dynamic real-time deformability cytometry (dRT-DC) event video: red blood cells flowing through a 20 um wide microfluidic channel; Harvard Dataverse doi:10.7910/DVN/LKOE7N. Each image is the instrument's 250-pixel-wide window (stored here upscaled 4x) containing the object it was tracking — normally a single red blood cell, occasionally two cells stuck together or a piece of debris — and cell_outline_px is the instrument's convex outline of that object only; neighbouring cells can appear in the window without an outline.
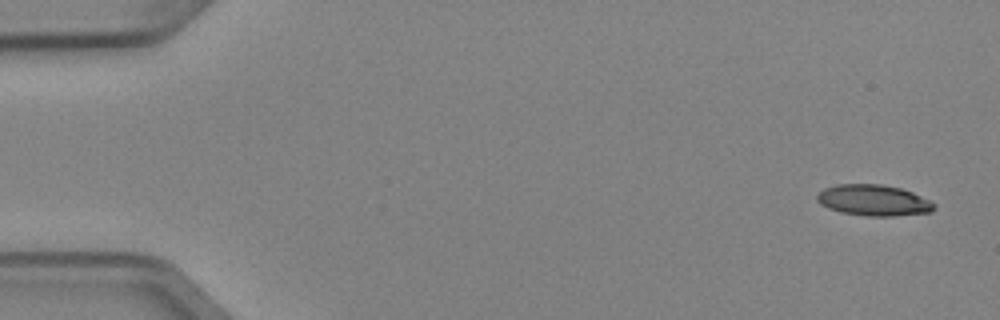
{"species": "Egyptian fruit bat (a non-hibernating species)", "species_latin": "Rousettus aegyptiacus", "temperature_condition": "cold", "stored_images_in_passage": 7, "camera_frame_rate_fps": 3000, "um_per_image_px": 0.085, "animal": {"sex": "female"}, "frame": {"image": 1, "passage_image": 1, "time_ms": 0.0, "image_size_px": [1000, 320], "cell_outline_px": [[936, 208], [932, 212], [892, 216], [868, 216], [840, 212], [828, 208], [820, 204], [816, 200], [816, 196], [824, 188], [836, 184], [880, 184], [900, 188], [912, 192], [936, 204]], "centroid_in_image_um": [74.24, 17.03], "position_along_channel_um": 10.8, "area_um2": 21.21}}
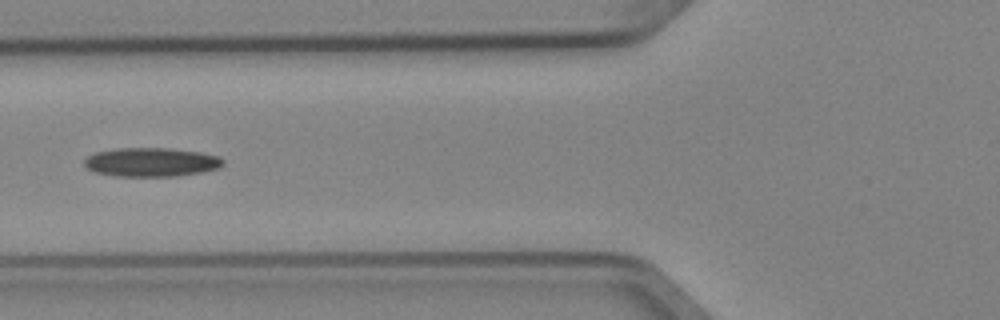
{"frame": {"image": 2, "passage_image": 6, "time_ms": 1.667, "image_size_px": [1000, 320], "cell_outline_px": [[224, 164], [220, 168], [200, 172], [176, 176], [116, 176], [96, 172], [88, 168], [84, 164], [84, 160], [88, 156], [96, 152], [116, 148], [168, 148], [200, 152], [220, 156], [224, 160]], "centroid_in_image_um": [12.89, 13.78], "position_along_channel_um": 112.9, "area_um2": 23.35}}
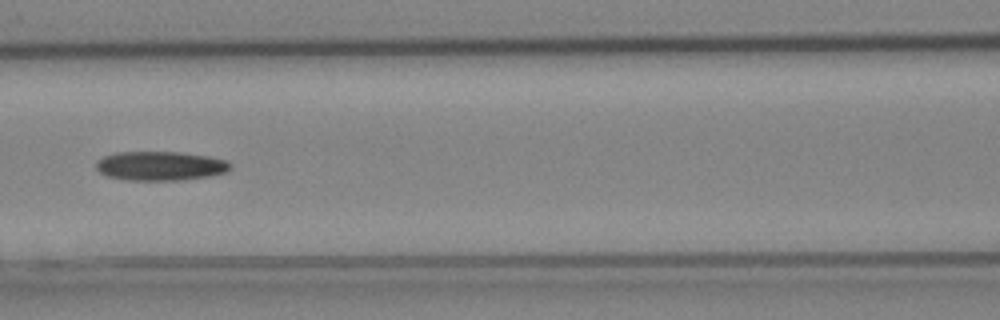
{"frame": {"image": 3, "passage_image": 7, "time_ms": 2.0, "image_size_px": [1000, 320], "cell_outline_px": [[232, 168], [224, 172], [208, 176], [180, 180], [128, 180], [108, 176], [100, 172], [96, 168], [96, 160], [104, 156], [116, 152], [180, 152], [208, 156], [228, 160], [232, 164]], "centroid_in_image_um": [13.63, 14.09], "position_along_channel_um": 153.0, "area_um2": 22.83}}